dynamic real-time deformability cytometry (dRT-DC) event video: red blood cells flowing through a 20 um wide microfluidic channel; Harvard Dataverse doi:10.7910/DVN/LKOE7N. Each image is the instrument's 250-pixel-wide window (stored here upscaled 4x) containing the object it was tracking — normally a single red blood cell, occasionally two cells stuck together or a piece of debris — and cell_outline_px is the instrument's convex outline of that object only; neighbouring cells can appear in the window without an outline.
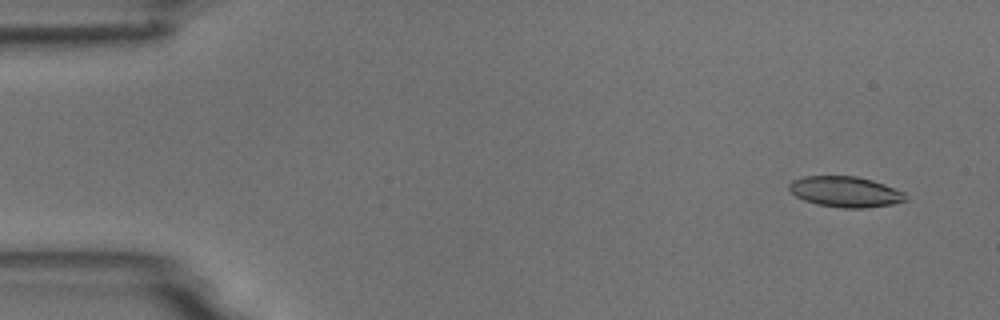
{"species": "common noctule bat (a hibernating species)", "species_latin": "Nyctalus noctula", "temperature_condition": "room temperature", "stored_images_in_passage": 6, "camera_frame_rate_fps": 3000, "um_per_image_px": 0.085, "animal": {"sex": "male", "body_mass_g": 18.8}, "frame": {"image": 1, "passage_image": 2, "time_ms": 1.0, "image_size_px": [1000, 320], "cell_outline_px": [[908, 200], [892, 204], [864, 208], [840, 208], [816, 204], [804, 200], [796, 196], [788, 188], [788, 184], [792, 180], [804, 176], [856, 176], [872, 180], [884, 184], [904, 192], [908, 196]], "centroid_in_image_um": [71.86, 16.3], "position_along_channel_um": 13.1, "area_um2": 20.92}}